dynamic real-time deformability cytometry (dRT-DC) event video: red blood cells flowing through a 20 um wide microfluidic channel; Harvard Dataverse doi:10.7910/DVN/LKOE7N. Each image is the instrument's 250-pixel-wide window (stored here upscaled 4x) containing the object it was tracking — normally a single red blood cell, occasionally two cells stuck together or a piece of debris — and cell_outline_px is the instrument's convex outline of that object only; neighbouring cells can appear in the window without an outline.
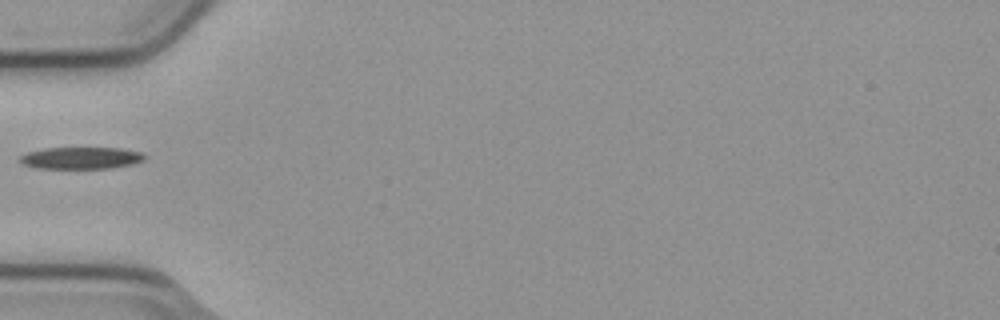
{"species": "common noctule bat (a hibernating species)", "species_latin": "Nyctalus noctula", "temperature_condition": "cold", "stored_images_in_passage": 6, "camera_frame_rate_fps": 3000, "um_per_image_px": 0.085, "animal": {"sex": "male", "body_mass_g": 23.1, "forearm_length_mm": 52.7}, "frame": {"image": 1, "passage_image": 5, "time_ms": 1.333, "image_size_px": [1000, 320], "cell_outline_px": [[148, 156], [144, 160], [132, 164], [112, 168], [36, 168], [24, 164], [20, 160], [20, 156], [28, 152], [44, 148], [120, 148], [144, 152]], "centroid_in_image_um": [6.96, 13.42], "position_along_channel_um": 78.0, "area_um2": 15.95}}
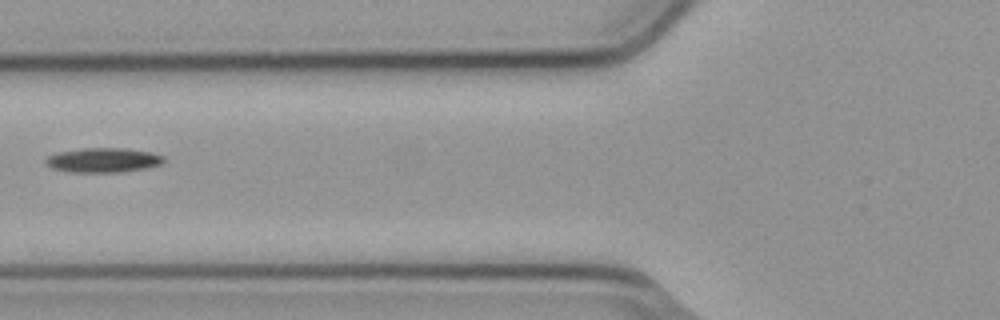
{"frame": {"image": 2, "passage_image": 6, "time_ms": 1.667, "image_size_px": [1000, 320], "cell_outline_px": [[164, 160], [160, 164], [148, 168], [120, 172], [68, 172], [52, 168], [44, 160], [48, 156], [60, 152], [84, 148], [124, 148], [152, 152], [164, 156]], "centroid_in_image_um": [8.8, 13.61], "position_along_channel_um": 117.0, "area_um2": 16.82}}